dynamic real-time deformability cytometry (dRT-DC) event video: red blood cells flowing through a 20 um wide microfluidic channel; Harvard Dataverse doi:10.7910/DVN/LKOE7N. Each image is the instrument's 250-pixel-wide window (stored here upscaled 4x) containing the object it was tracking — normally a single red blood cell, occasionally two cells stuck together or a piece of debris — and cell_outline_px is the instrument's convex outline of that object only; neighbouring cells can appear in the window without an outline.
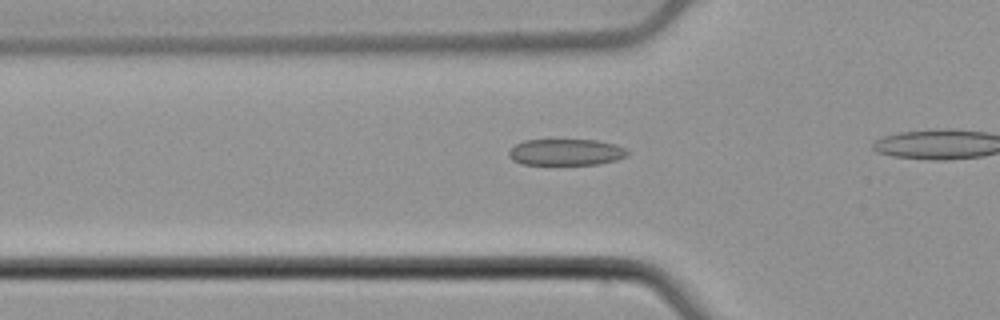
{"species": "common noctule bat (a hibernating species)", "species_latin": "Nyctalus noctula", "temperature_condition": "cold", "stored_images_in_passage": 19, "camera_frame_rate_fps": 3000, "um_per_image_px": 0.085, "animal": {"sex": "male", "body_mass_g": 21.5, "forearm_length_mm": 52.0}, "frame": {"image": 1, "passage_image": 14, "time_ms": 4.333, "image_size_px": [1000, 320], "cell_outline_px": [[628, 152], [624, 156], [616, 160], [600, 164], [520, 164], [512, 160], [508, 156], [508, 152], [516, 144], [524, 140], [596, 140], [616, 144], [624, 148]], "centroid_in_image_um": [48.08, 12.93], "position_along_channel_um": 77.7, "area_um2": 18.15}}